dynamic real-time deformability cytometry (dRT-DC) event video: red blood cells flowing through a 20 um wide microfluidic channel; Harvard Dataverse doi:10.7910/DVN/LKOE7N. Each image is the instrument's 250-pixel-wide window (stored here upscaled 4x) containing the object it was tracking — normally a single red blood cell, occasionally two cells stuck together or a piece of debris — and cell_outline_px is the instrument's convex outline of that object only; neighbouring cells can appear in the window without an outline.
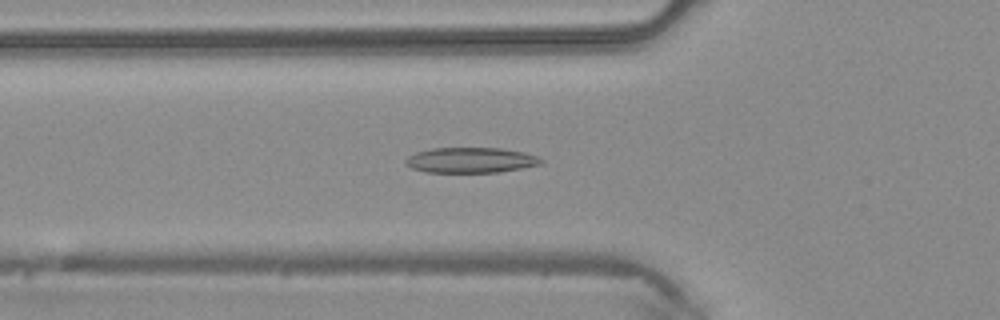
{"species": "common noctule bat (a hibernating species)", "species_latin": "Nyctalus noctula", "temperature_condition": "warm", "stored_images_in_passage": 44, "camera_frame_rate_fps": 3000, "um_per_image_px": 0.085, "animal": {"sex": "male", "body_mass_g": 20.4}, "frame": {"image": 1, "passage_image": 15, "time_ms": 4.667, "image_size_px": [1000, 320], "cell_outline_px": [[544, 160], [540, 164], [524, 168], [500, 172], [428, 172], [412, 168], [404, 164], [404, 160], [408, 156], [416, 152], [432, 148], [500, 148], [524, 152], [536, 156]], "centroid_in_image_um": [40.0, 13.61], "position_along_channel_um": 85.8, "area_um2": 20.06}}
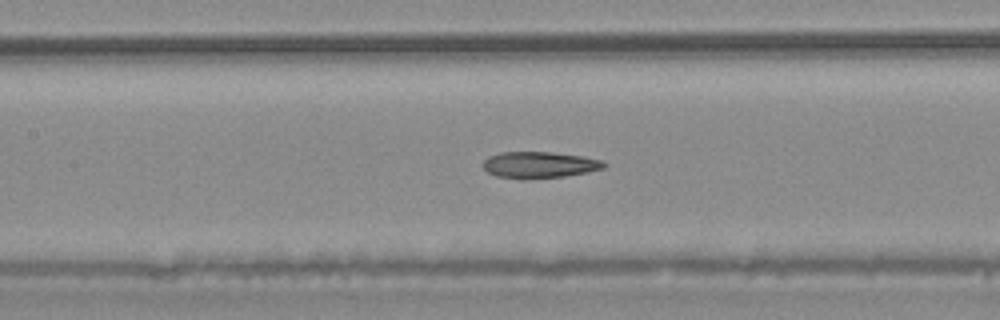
{"frame": {"image": 2, "passage_image": 20, "time_ms": 6.333, "image_size_px": [1000, 320], "cell_outline_px": [[608, 164], [604, 168], [588, 172], [564, 176], [524, 180], [496, 176], [488, 172], [484, 168], [484, 160], [488, 156], [500, 152], [552, 152], [584, 156], [604, 160]], "centroid_in_image_um": [45.88, 14.01], "position_along_channel_um": 161.5, "area_um2": 18.9}}
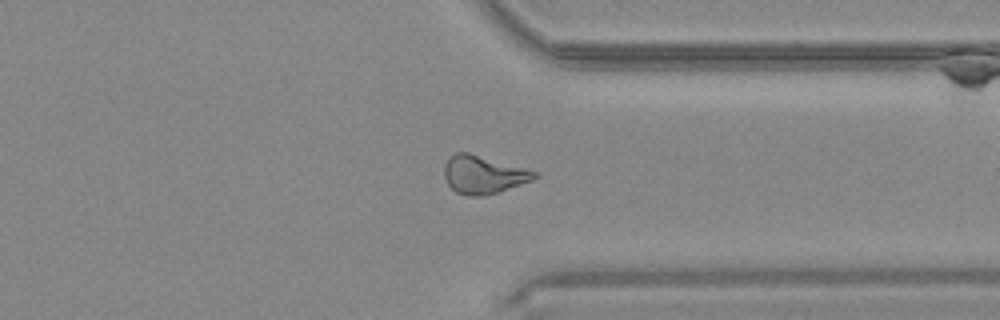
{"frame": {"image": 3, "passage_image": 34, "time_ms": 11.0, "image_size_px": [1000, 320], "cell_outline_px": [[540, 176], [532, 180], [496, 192], [480, 196], [468, 196], [456, 192], [448, 184], [444, 176], [444, 164], [456, 152], [468, 152], [524, 168], [536, 172]], "centroid_in_image_um": [41.06, 14.84], "position_along_channel_um": 370.3, "area_um2": 19.59}}